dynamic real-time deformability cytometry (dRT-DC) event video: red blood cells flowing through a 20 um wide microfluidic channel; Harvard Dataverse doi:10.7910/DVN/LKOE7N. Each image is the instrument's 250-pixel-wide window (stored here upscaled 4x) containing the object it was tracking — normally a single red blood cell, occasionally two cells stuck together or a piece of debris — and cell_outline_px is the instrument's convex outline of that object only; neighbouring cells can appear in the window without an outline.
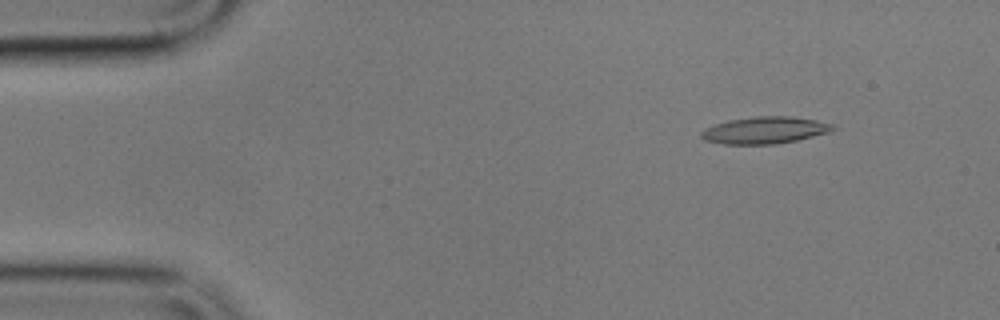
{"species": "common noctule bat (a hibernating species)", "species_latin": "Nyctalus noctula", "temperature_condition": "cold", "stored_images_in_passage": 4, "camera_frame_rate_fps": 3000, "um_per_image_px": 0.085, "animal": {"sex": "male", "body_mass_g": 17.9}, "frame": {"image": 1, "passage_image": 2, "time_ms": 1.0, "image_size_px": [1000, 320], "cell_outline_px": [[840, 128], [832, 132], [796, 140], [776, 144], [724, 144], [704, 140], [700, 136], [700, 132], [704, 128], [728, 120], [756, 116], [792, 116], [816, 120], [836, 124]], "centroid_in_image_um": [65.08, 11.06], "position_along_channel_um": 19.9, "area_um2": 20.98}}